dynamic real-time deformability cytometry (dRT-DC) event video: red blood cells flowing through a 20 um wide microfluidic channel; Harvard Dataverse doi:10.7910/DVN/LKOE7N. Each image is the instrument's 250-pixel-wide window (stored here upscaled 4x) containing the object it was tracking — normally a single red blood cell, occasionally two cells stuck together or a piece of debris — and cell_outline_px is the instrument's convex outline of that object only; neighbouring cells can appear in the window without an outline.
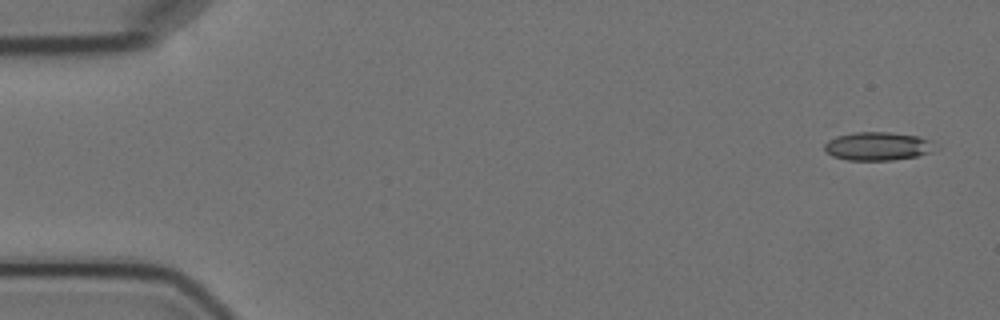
{"species": "Egyptian fruit bat (a non-hibernating species)", "species_latin": "Rousettus aegyptiacus", "temperature_condition": "cold", "stored_images_in_passage": 5, "camera_frame_rate_fps": 3000, "um_per_image_px": 0.085, "animal": {"sex": "female"}, "frame": {"image": 1, "passage_image": 1, "time_ms": 0.0, "image_size_px": [1000, 320], "cell_outline_px": [[940, 148], [932, 152], [916, 156], [892, 160], [848, 160], [832, 156], [824, 148], [824, 144], [828, 140], [836, 136], [852, 132], [888, 132], [920, 136], [932, 140]], "centroid_in_image_um": [74.67, 12.42], "position_along_channel_um": 10.3, "area_um2": 18.61}}
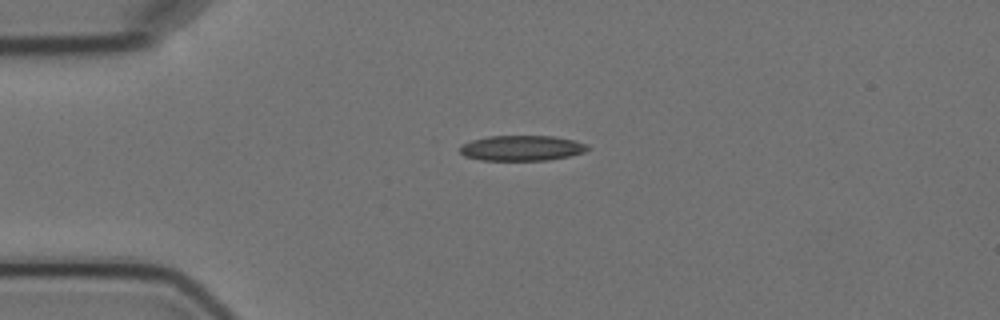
{"frame": {"image": 2, "passage_image": 4, "time_ms": 3.667, "image_size_px": [1000, 320], "cell_outline_px": [[592, 148], [584, 152], [568, 156], [548, 160], [480, 160], [464, 156], [460, 152], [460, 148], [464, 144], [472, 140], [488, 136], [556, 136], [588, 144]], "centroid_in_image_um": [44.38, 12.58], "position_along_channel_um": 40.6, "area_um2": 18.84}}